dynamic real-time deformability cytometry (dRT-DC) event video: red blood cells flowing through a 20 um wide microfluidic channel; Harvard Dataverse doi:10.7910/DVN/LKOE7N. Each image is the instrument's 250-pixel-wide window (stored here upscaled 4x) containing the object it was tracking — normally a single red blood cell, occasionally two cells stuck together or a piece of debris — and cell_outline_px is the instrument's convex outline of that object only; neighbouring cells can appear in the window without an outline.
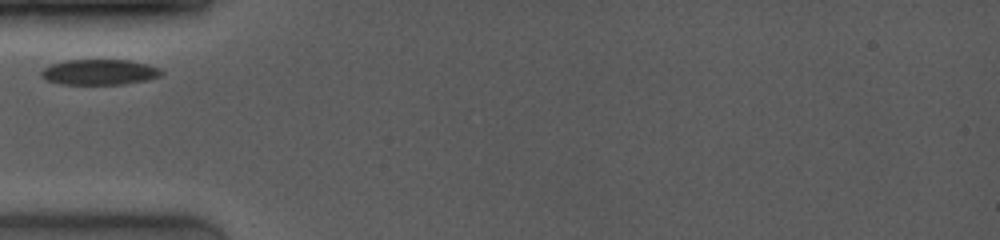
{"species": "common noctule bat (a hibernating species)", "species_latin": "Nyctalus noctula", "temperature_condition": "room temperature", "stored_images_in_passage": 8, "camera_frame_rate_fps": 4000, "um_per_image_px": 0.085, "animal": {"sex": "female", "body_mass_g": 19.0, "forearm_length_mm": 53.3}, "frame": {"image": 1, "passage_image": 1, "time_ms": 0.0, "image_size_px": [1000, 240], "cell_outline_px": [[164, 72], [160, 76], [148, 80], [124, 84], [60, 84], [44, 80], [40, 76], [40, 72], [48, 64], [64, 60], [128, 60], [148, 64], [160, 68]], "centroid_in_image_um": [8.42, 6.13], "position_along_channel_um": 76.6, "area_um2": 18.15}}
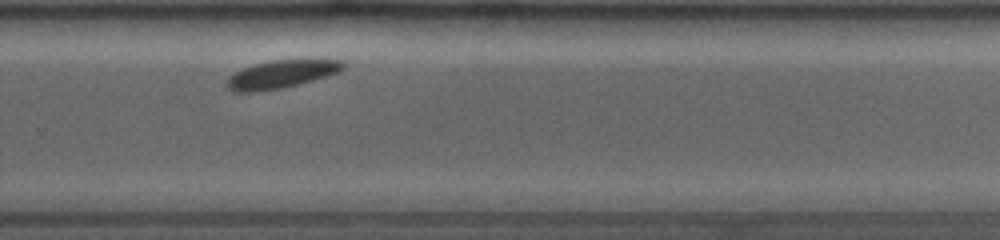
{"frame": {"image": 2, "passage_image": 7, "time_ms": 6.0, "image_size_px": [1000, 240], "cell_outline_px": [[348, 64], [344, 68], [336, 72], [312, 80], [280, 88], [256, 92], [236, 92], [228, 88], [228, 76], [244, 68], [256, 64], [272, 60], [340, 60]], "centroid_in_image_um": [23.89, 6.31], "position_along_channel_um": 305.9, "area_um2": 18.38}}
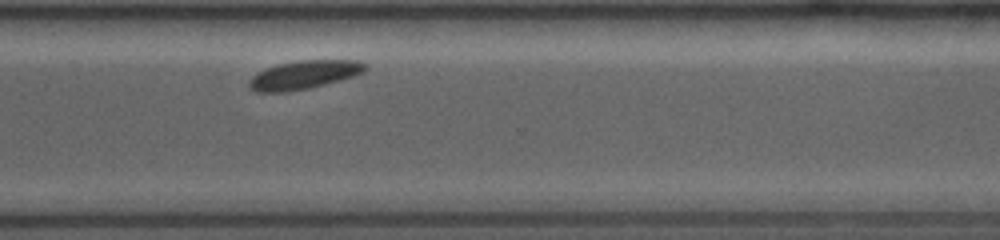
{"frame": {"image": 3, "passage_image": 8, "time_ms": 7.0, "image_size_px": [1000, 240], "cell_outline_px": [[368, 68], [364, 72], [340, 80], [308, 88], [288, 92], [256, 92], [248, 88], [248, 80], [256, 72], [276, 64], [300, 60], [356, 60], [368, 64]], "centroid_in_image_um": [25.8, 6.36], "position_along_channel_um": 344.8, "area_um2": 19.48}}